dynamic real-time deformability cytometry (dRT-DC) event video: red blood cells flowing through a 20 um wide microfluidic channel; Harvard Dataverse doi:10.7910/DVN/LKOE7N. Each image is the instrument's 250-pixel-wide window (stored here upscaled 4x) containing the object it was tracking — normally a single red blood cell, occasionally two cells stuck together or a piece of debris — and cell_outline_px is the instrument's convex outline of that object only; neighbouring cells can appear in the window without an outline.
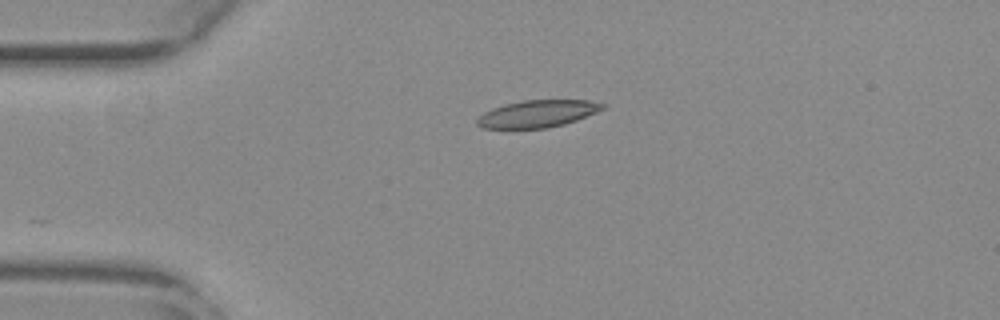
{"species": "common noctule bat (a hibernating species)", "species_latin": "Nyctalus noctula", "temperature_condition": "warm", "stored_images_in_passage": 39, "camera_frame_rate_fps": 3000, "um_per_image_px": 0.085, "animal": {"sex": "female", "body_mass_g": 29.2, "forearm_length_mm": 56.3}, "frame": {"image": 1, "passage_image": 1, "time_ms": 0.0, "image_size_px": [1000, 320], "cell_outline_px": [[604, 108], [596, 112], [576, 120], [564, 124], [548, 128], [484, 128], [476, 124], [476, 120], [484, 112], [492, 108], [504, 104], [524, 100], [588, 100], [604, 104]], "centroid_in_image_um": [45.67, 9.66], "position_along_channel_um": 39.3, "area_um2": 19.71}}
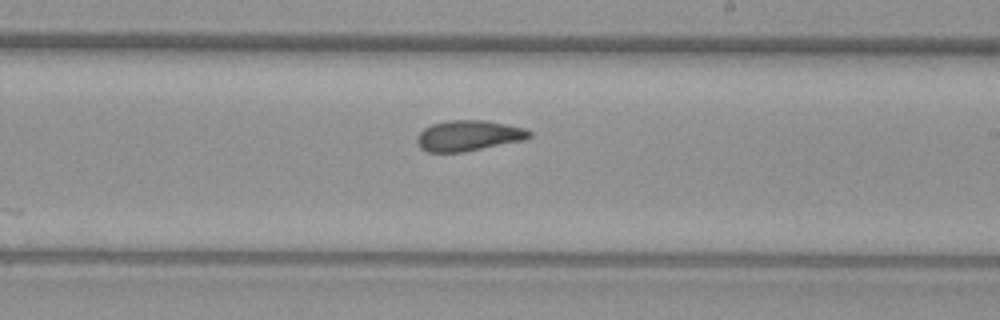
{"frame": {"image": 2, "passage_image": 20, "time_ms": 6.333, "image_size_px": [1000, 320], "cell_outline_px": [[532, 136], [524, 140], [464, 152], [428, 152], [420, 148], [416, 144], [416, 136], [424, 128], [432, 124], [448, 120], [484, 120], [524, 128], [532, 132]], "centroid_in_image_um": [39.79, 11.53], "position_along_channel_um": 249.2, "area_um2": 20.11}}
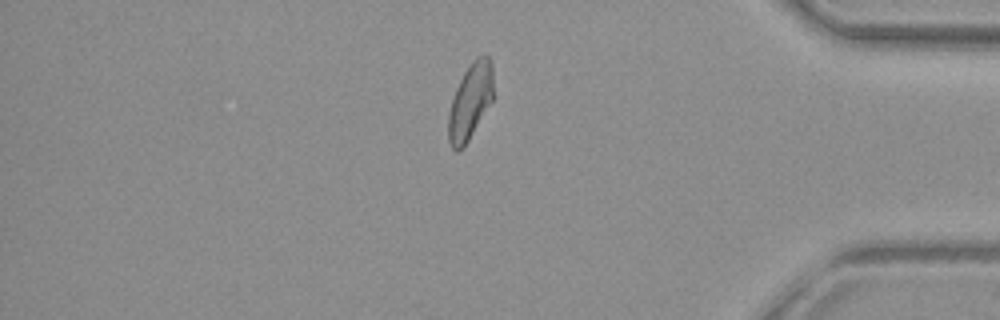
{"frame": {"image": 3, "passage_image": 34, "time_ms": 11.0, "image_size_px": [1000, 320], "cell_outline_px": [[492, 100], [468, 140], [456, 152], [452, 148], [448, 140], [448, 116], [452, 100], [456, 88], [464, 72], [472, 60], [476, 56], [484, 52], [488, 56], [492, 64]], "centroid_in_image_um": [39.96, 8.56], "position_along_channel_um": 395.2, "area_um2": 19.59}}